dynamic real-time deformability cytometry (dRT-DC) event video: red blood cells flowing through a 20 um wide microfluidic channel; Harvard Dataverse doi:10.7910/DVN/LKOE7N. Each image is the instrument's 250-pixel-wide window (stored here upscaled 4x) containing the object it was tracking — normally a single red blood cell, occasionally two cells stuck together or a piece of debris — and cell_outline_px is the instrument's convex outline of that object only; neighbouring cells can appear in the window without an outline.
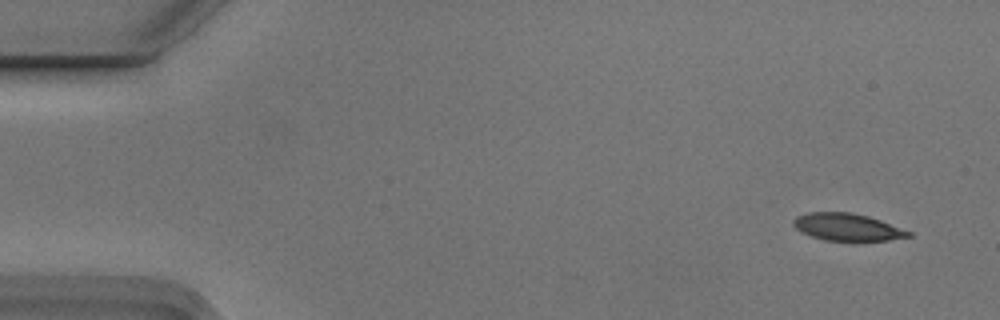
{"species": "Egyptian fruit bat (a non-hibernating species)", "species_latin": "Rousettus aegyptiacus", "temperature_condition": "cold", "stored_images_in_passage": 4, "camera_frame_rate_fps": 3000, "um_per_image_px": 0.085, "animal": {"sex": "male"}, "frame": {"image": 1, "passage_image": 1, "time_ms": 0.0, "image_size_px": [1000, 320], "cell_outline_px": [[912, 236], [888, 240], [856, 244], [824, 240], [800, 232], [792, 224], [792, 220], [796, 216], [808, 212], [852, 212], [868, 216], [880, 220], [912, 232]], "centroid_in_image_um": [72.02, 19.35], "position_along_channel_um": 13.0, "area_um2": 19.13}}